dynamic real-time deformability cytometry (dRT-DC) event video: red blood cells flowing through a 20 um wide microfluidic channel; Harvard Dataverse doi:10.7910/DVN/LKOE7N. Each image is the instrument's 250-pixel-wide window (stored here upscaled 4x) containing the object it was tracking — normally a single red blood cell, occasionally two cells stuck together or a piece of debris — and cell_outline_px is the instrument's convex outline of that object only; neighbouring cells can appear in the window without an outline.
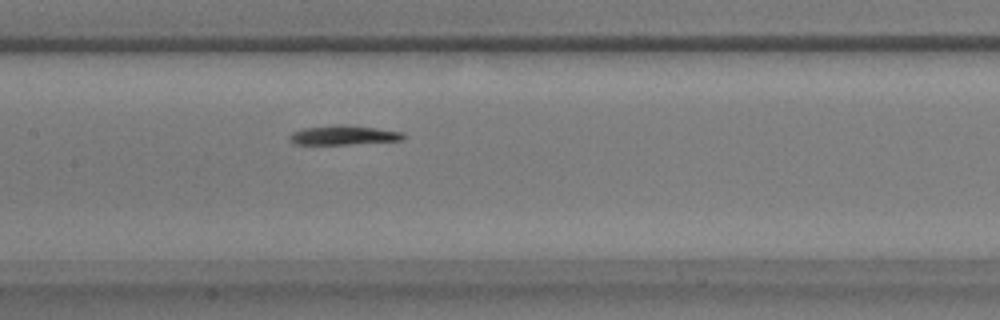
{"species": "common noctule bat (a hibernating species)", "species_latin": "Nyctalus noctula", "temperature_condition": "warm", "stored_images_in_passage": 43, "camera_frame_rate_fps": 3000, "um_per_image_px": 0.085, "animal": {"sex": "male", "body_mass_g": 17.9}, "frame": {"image": 1, "passage_image": 16, "time_ms": 5.0, "image_size_px": [1000, 320], "cell_outline_px": [[408, 136], [404, 140], [352, 144], [296, 144], [288, 140], [288, 136], [292, 132], [304, 128], [376, 128], [404, 132]], "centroid_in_image_um": [29.28, 11.55], "position_along_channel_um": 178.1, "area_um2": 11.91}}
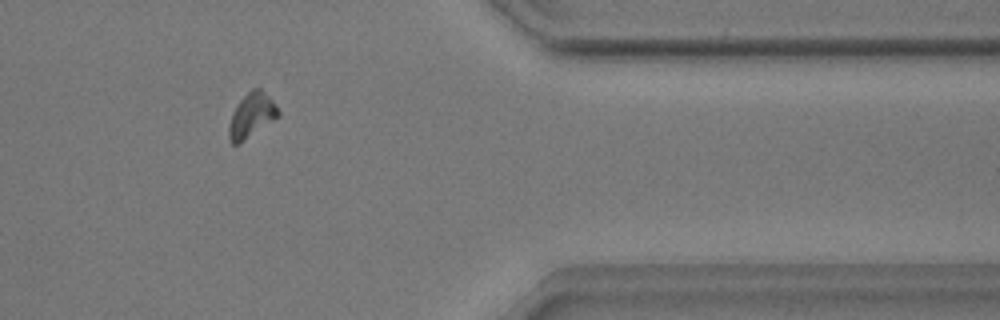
{"frame": {"image": 2, "passage_image": 34, "time_ms": 11.0, "image_size_px": [1000, 320], "cell_outline_px": [[280, 116], [240, 144], [232, 144], [228, 140], [228, 124], [232, 112], [240, 100], [252, 88], [260, 88], [272, 100], [280, 112]], "centroid_in_image_um": [21.36, 9.85], "position_along_channel_um": 390.0, "area_um2": 12.95}}
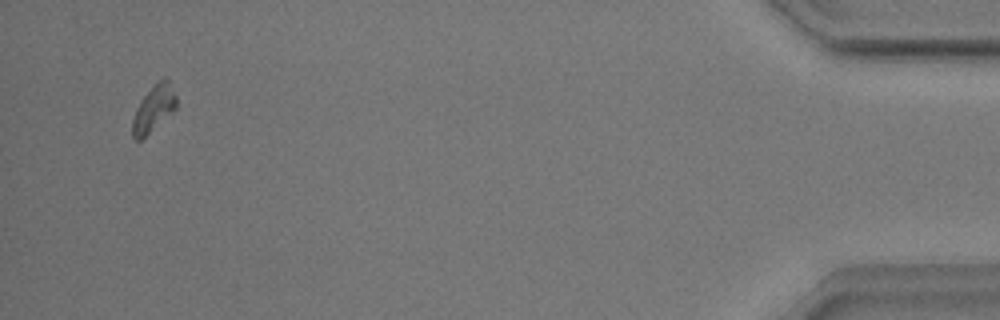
{"frame": {"image": 3, "passage_image": 41, "time_ms": 13.333, "image_size_px": [1000, 320], "cell_outline_px": [[176, 108], [172, 112], [140, 140], [136, 140], [132, 136], [132, 120], [136, 108], [140, 100], [164, 76], [168, 80], [176, 96]], "centroid_in_image_um": [13.04, 9.24], "position_along_channel_um": 422.2, "area_um2": 11.44}}